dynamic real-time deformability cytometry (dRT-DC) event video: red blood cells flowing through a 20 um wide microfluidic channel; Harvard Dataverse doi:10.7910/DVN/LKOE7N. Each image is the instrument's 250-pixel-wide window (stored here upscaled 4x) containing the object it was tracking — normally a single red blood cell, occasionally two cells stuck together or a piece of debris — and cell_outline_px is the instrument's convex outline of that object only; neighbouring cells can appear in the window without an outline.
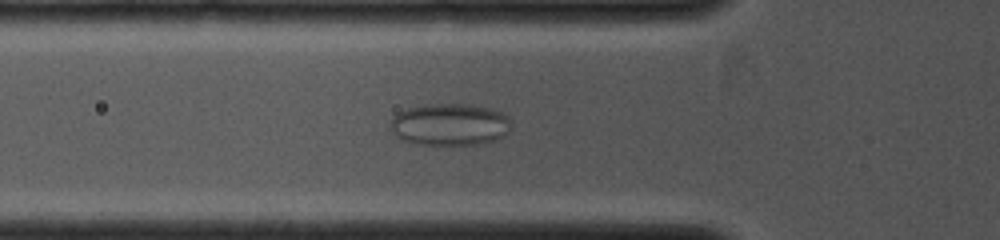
{"species": "common noctule bat (a hibernating species)", "species_latin": "Nyctalus noctula", "temperature_condition": "cold", "stored_images_in_passage": 7, "camera_frame_rate_fps": 4000, "um_per_image_px": 0.085, "animal": {"sex": "female", "body_mass_g": 19.0, "forearm_length_mm": 53.3}, "frame": {"image": 1, "passage_image": 7, "time_ms": 3.75, "image_size_px": [1000, 240], "cell_outline_px": [[512, 128], [504, 136], [492, 140], [476, 144], [420, 144], [404, 140], [396, 136], [388, 128], [388, 124], [392, 116], [396, 112], [408, 108], [424, 104], [472, 104], [492, 108], [504, 112], [512, 120]], "centroid_in_image_um": [38.24, 10.55], "position_along_channel_um": 87.6, "area_um2": 30.11}}